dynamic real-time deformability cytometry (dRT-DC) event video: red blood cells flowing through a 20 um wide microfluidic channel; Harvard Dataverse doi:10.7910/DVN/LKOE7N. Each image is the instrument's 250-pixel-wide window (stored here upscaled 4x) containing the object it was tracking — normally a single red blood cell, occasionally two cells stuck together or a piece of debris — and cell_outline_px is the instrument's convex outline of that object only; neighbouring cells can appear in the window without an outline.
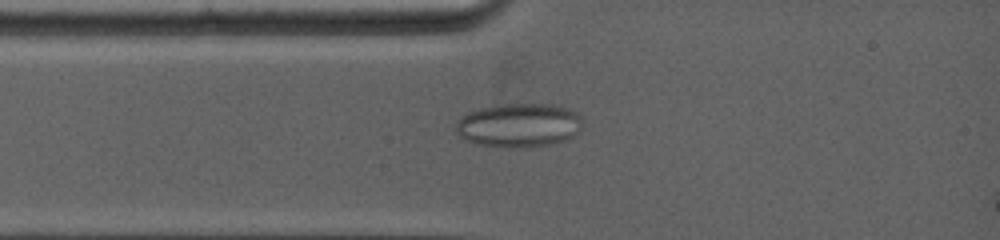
{"species": "common noctule bat (a hibernating species)", "species_latin": "Nyctalus noctula", "temperature_condition": "warm", "stored_images_in_passage": 49, "camera_frame_rate_fps": 5000, "um_per_image_px": 0.085, "animal": {"sex": "female", "body_mass_g": 19.0, "forearm_length_mm": 53.3}, "frame": {"image": 1, "passage_image": 10, "time_ms": 2.0, "image_size_px": [1000, 240], "cell_outline_px": [[580, 128], [572, 136], [564, 140], [548, 144], [480, 144], [468, 140], [460, 136], [456, 132], [456, 120], [460, 116], [468, 112], [480, 108], [500, 104], [552, 104], [572, 108], [580, 116]], "centroid_in_image_um": [44.1, 10.56], "position_along_channel_um": 40.9, "area_um2": 31.21}}
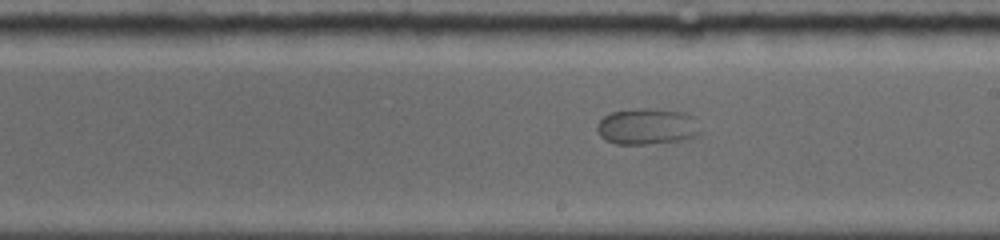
{"frame": {"image": 2, "passage_image": 33, "time_ms": 7.0, "image_size_px": [1000, 240], "cell_outline_px": [[700, 132], [692, 136], [676, 140], [640, 144], [616, 144], [608, 140], [596, 128], [600, 120], [604, 116], [612, 112], [632, 108], [656, 108], [684, 112], [692, 116]], "centroid_in_image_um": [54.97, 10.71], "position_along_channel_um": 234.0, "area_um2": 21.21}}
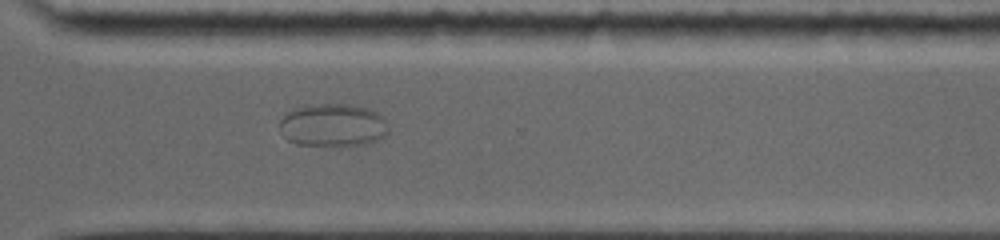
{"frame": {"image": 3, "passage_image": 47, "time_ms": 9.8, "image_size_px": [1000, 240], "cell_outline_px": [[384, 136], [372, 140], [356, 144], [296, 144], [288, 140], [284, 136], [280, 124], [280, 120], [288, 112], [304, 104], [340, 104], [368, 108], [376, 112], [380, 116], [384, 132]], "centroid_in_image_um": [28.17, 10.6], "position_along_channel_um": 342.4, "area_um2": 25.84}}